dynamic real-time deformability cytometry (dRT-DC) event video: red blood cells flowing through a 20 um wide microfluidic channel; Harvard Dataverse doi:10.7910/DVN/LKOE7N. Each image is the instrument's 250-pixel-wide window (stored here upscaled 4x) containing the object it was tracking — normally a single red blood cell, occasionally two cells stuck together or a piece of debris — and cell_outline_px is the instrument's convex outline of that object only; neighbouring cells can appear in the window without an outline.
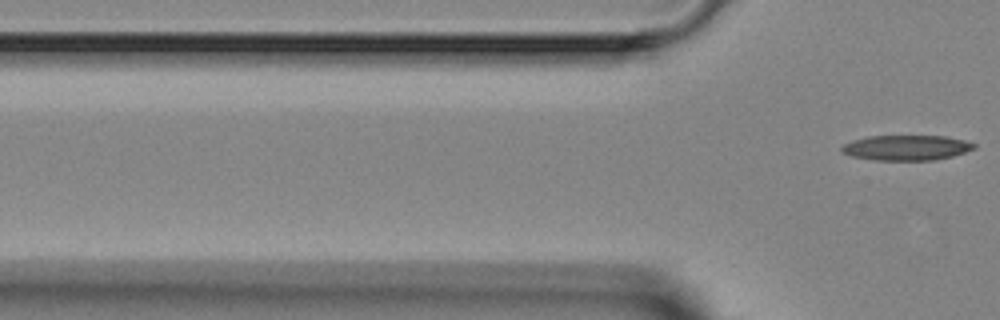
{"species": "Egyptian fruit bat (a non-hibernating species)", "species_latin": "Rousettus aegyptiacus", "temperature_condition": "room temperature", "stored_images_in_passage": 5, "camera_frame_rate_fps": 3000, "um_per_image_px": 0.085, "animal": {"sex": "female"}, "frame": {"image": 1, "passage_image": 5, "time_ms": 5.667, "image_size_px": [1000, 320], "cell_outline_px": [[976, 148], [952, 156], [936, 160], [876, 160], [852, 156], [840, 152], [840, 148], [844, 144], [852, 140], [868, 136], [944, 136], [964, 140], [976, 144]], "centroid_in_image_um": [77.03, 12.55], "position_along_channel_um": 48.8, "area_um2": 19.42}}